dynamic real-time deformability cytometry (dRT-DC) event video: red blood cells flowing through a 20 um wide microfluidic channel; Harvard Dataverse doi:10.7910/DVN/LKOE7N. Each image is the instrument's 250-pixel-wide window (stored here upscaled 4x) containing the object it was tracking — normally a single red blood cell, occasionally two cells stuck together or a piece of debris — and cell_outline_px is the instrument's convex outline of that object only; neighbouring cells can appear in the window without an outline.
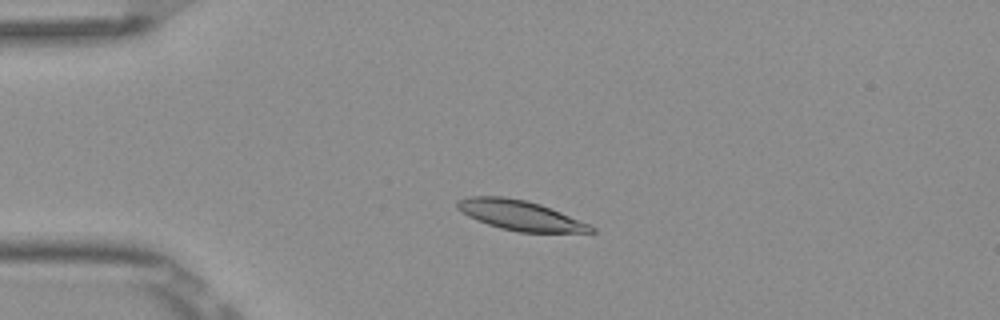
{"species": "Egyptian fruit bat (a non-hibernating species)", "species_latin": "Rousettus aegyptiacus", "temperature_condition": "room temperature", "stored_images_in_passage": 4, "camera_frame_rate_fps": 3000, "um_per_image_px": 0.085, "frame": {"image": 1, "passage_image": 4, "time_ms": 1.0, "image_size_px": [1000, 320], "cell_outline_px": [[596, 232], [516, 232], [500, 228], [476, 220], [460, 212], [456, 208], [456, 200], [468, 196], [504, 196], [528, 200], [540, 204], [560, 212], [588, 224], [596, 228]], "centroid_in_image_um": [44.14, 18.29], "position_along_channel_um": 40.9, "area_um2": 23.35}}